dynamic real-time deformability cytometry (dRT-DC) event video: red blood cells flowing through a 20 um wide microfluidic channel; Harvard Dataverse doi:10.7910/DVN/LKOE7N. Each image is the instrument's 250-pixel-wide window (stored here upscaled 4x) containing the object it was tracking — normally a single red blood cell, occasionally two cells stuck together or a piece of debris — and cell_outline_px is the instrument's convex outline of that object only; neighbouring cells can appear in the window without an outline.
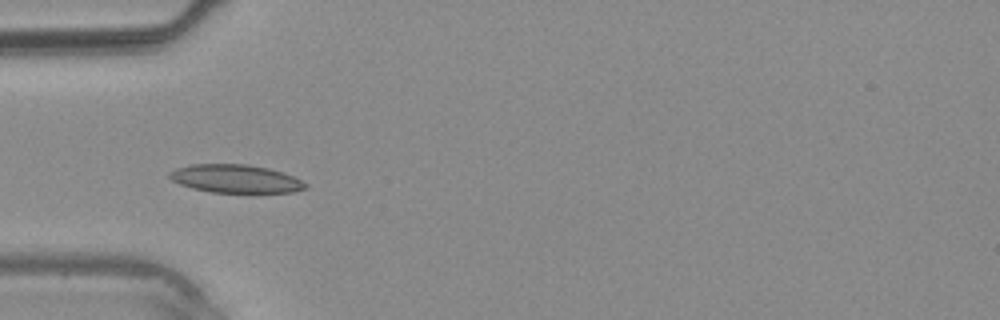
{"species": "common noctule bat (a hibernating species)", "species_latin": "Nyctalus noctula", "temperature_condition": "warm", "stored_images_in_passage": 27, "camera_frame_rate_fps": 3000, "um_per_image_px": 0.085, "animal": {"sex": "male", "body_mass_g": 20.4}, "frame": {"image": 1, "passage_image": 5, "time_ms": 1.333, "image_size_px": [1000, 320], "cell_outline_px": [[308, 188], [292, 192], [212, 192], [192, 188], [180, 184], [172, 180], [168, 176], [168, 172], [176, 168], [192, 164], [248, 164], [268, 168], [284, 172], [308, 184]], "centroid_in_image_um": [20.02, 15.18], "position_along_channel_um": 65.0, "area_um2": 22.31}}
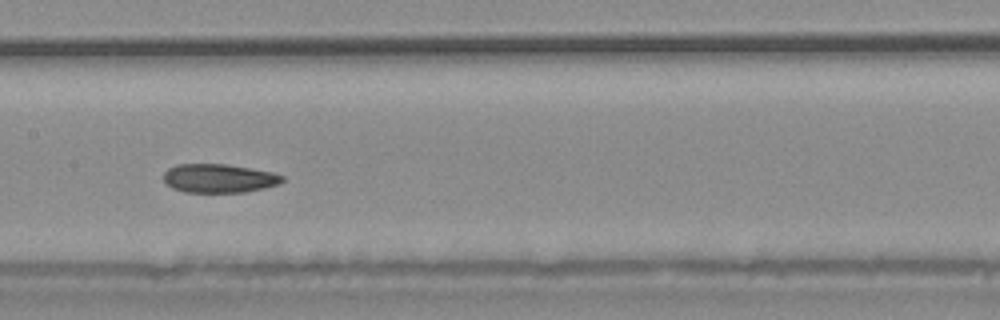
{"frame": {"image": 2, "passage_image": 12, "time_ms": 3.667, "image_size_px": [1000, 320], "cell_outline_px": [[284, 180], [280, 184], [264, 188], [244, 192], [184, 192], [172, 188], [164, 184], [164, 172], [168, 168], [176, 164], [228, 164], [272, 172], [284, 176]], "centroid_in_image_um": [18.59, 15.15], "position_along_channel_um": 188.8, "area_um2": 20.06}}